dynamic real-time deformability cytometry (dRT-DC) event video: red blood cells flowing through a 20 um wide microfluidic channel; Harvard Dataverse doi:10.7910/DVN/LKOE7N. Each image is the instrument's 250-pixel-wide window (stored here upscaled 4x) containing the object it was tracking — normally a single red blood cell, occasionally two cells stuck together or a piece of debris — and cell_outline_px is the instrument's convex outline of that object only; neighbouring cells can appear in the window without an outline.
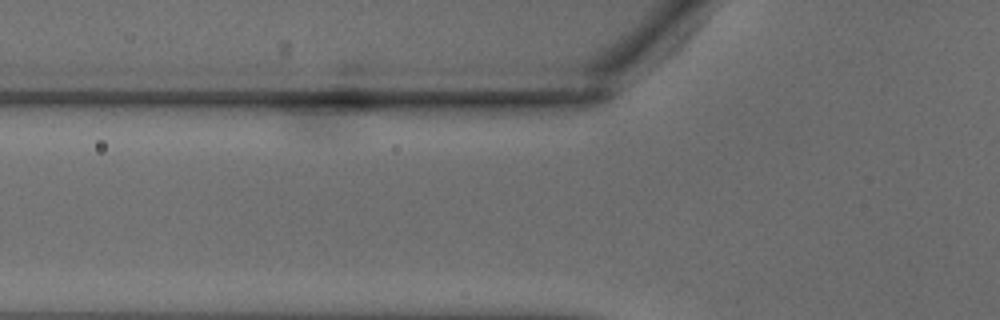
{"species": "common noctule bat (a hibernating species)", "species_latin": "Nyctalus noctula", "temperature_condition": "warm", "stored_images_in_passage": 4, "camera_frame_rate_fps": 3000, "um_per_image_px": 0.085, "animal": {"sex": "male", "body_mass_g": 18.8}, "frame": {"image": 1, "passage_image": 3, "time_ms": 0.667, "image_size_px": [1000, 320], "cell_outline_px": [[580, 156], [572, 160], [544, 164], [456, 168], [376, 168], [364, 164], [364, 160], [372, 152], [388, 148], [580, 148]], "centroid_in_image_um": [39.71, 13.37], "position_along_channel_um": 86.1, "area_um2": 27.28}}